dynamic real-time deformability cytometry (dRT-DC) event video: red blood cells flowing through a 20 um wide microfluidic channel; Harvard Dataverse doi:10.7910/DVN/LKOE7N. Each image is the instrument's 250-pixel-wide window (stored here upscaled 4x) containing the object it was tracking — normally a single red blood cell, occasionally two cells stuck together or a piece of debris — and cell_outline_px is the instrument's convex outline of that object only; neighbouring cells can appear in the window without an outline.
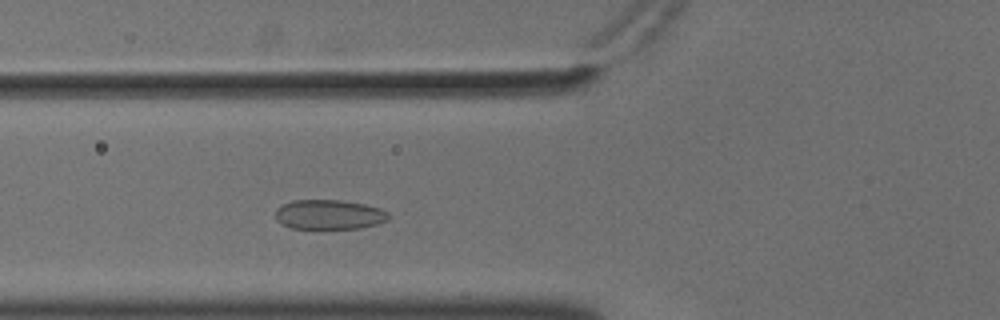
{"species": "common noctule bat (a hibernating species)", "species_latin": "Nyctalus noctula", "temperature_condition": "cold", "stored_images_in_passage": 48, "camera_frame_rate_fps": 3000, "um_per_image_px": 0.085, "animal": {"sex": "male", "body_mass_g": 18.8}, "frame": {"image": 1, "passage_image": 13, "time_ms": 4.0, "image_size_px": [1000, 320], "cell_outline_px": [[388, 220], [376, 224], [360, 228], [292, 228], [280, 224], [276, 220], [276, 208], [292, 200], [340, 200], [364, 204], [380, 208], [388, 212]], "centroid_in_image_um": [27.95, 18.23], "position_along_channel_um": 97.8, "area_um2": 19.48}}
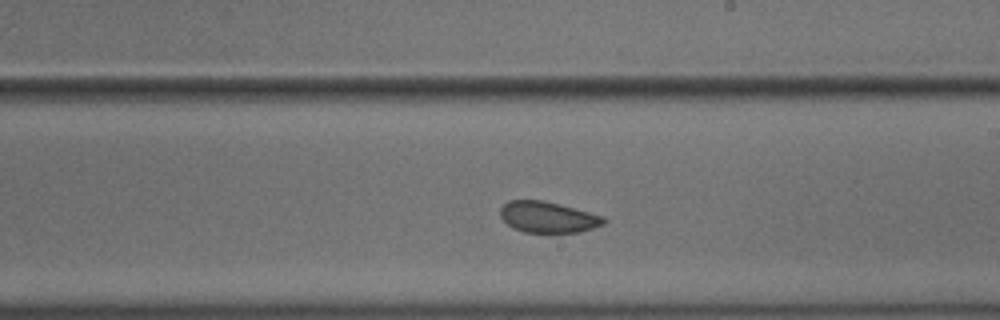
{"frame": {"image": 2, "passage_image": 25, "time_ms": 8.0, "image_size_px": [1000, 320], "cell_outline_px": [[608, 220], [604, 224], [580, 232], [524, 232], [512, 228], [500, 216], [500, 208], [508, 200], [544, 200], [560, 204], [604, 216]], "centroid_in_image_um": [46.58, 18.45], "position_along_channel_um": 242.4, "area_um2": 18.79}}
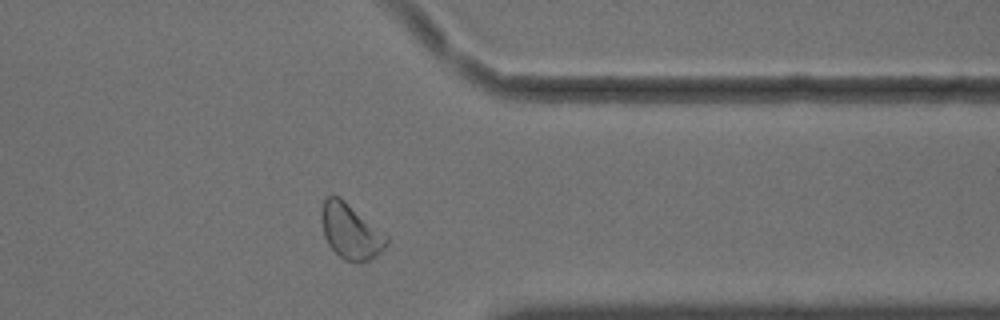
{"frame": {"image": 3, "passage_image": 37, "time_ms": 12.0, "image_size_px": [1000, 320], "cell_outline_px": [[388, 244], [376, 256], [368, 260], [344, 260], [328, 244], [324, 236], [320, 220], [320, 208], [324, 200], [328, 196], [336, 196], [344, 200], [388, 236]], "centroid_in_image_um": [29.77, 19.64], "position_along_channel_um": 381.6, "area_um2": 20.63}, "authors_computed_cell_mechanics": {"area_um2": 20.4323, "velocity_mm_per_s": 3.6066, "shape_relaxation_time_tau1_ms": null, "shape_relaxation_time_tau2_ms": 1.8446, "deformation_change_tau1": null, "deformation_change_tau2": 0.0603}}